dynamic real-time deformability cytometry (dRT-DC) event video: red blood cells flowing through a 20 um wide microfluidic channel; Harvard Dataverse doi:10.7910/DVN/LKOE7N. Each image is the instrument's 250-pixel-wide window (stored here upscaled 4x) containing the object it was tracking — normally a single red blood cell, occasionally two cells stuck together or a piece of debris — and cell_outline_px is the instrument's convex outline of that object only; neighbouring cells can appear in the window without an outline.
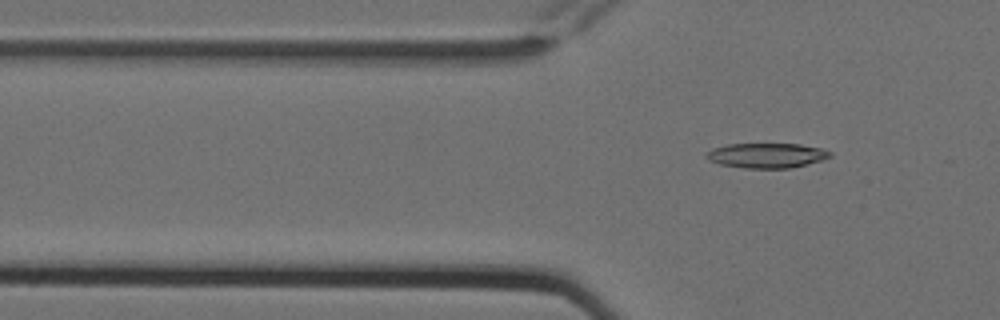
{"species": "Egyptian fruit bat (a non-hibernating species)", "species_latin": "Rousettus aegyptiacus", "temperature_condition": "cold", "stored_images_in_passage": 7, "segment_of_instrument_passage": [2, 2], "camera_frame_rate_fps": 3000, "um_per_image_px": 0.085, "animal": {"sex": "female"}, "frame": {"image": 1, "passage_image": 7, "time_ms": 2.0, "image_size_px": [1000, 320], "cell_outline_px": [[832, 156], [808, 164], [788, 168], [744, 168], [720, 164], [708, 160], [704, 156], [712, 148], [728, 144], [800, 144], [820, 148], [832, 152]], "centroid_in_image_um": [65.15, 13.21], "position_along_channel_um": 60.7, "area_um2": 17.86}}